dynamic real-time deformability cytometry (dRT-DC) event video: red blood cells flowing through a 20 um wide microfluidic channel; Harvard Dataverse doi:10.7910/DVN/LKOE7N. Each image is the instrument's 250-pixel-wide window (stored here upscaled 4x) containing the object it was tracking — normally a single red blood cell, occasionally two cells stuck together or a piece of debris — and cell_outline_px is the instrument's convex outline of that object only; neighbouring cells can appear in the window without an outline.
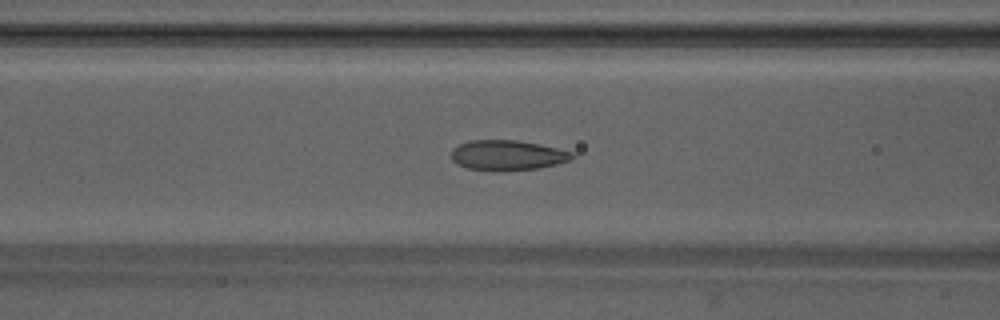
{"species": "Egyptian fruit bat (a non-hibernating species)", "species_latin": "Rousettus aegyptiacus", "temperature_condition": "warm", "stored_images_in_passage": 39, "camera_frame_rate_fps": 3000, "um_per_image_px": 0.085, "animal": {"sex": "male"}, "frame": {"image": 1, "passage_image": 13, "time_ms": 4.0, "image_size_px": [1000, 320], "cell_outline_px": [[576, 156], [572, 160], [556, 164], [536, 168], [468, 168], [452, 160], [452, 148], [468, 140], [516, 140], [556, 148], [572, 152]], "centroid_in_image_um": [43.16, 13.14], "position_along_channel_um": 123.4, "area_um2": 20.17}}
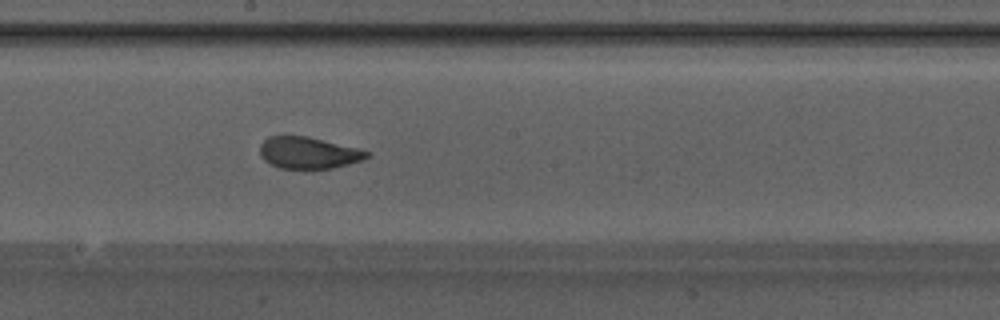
{"frame": {"image": 2, "passage_image": 20, "time_ms": 6.333, "image_size_px": [1000, 320], "cell_outline_px": [[368, 156], [360, 160], [348, 164], [332, 168], [312, 172], [280, 168], [264, 160], [260, 156], [260, 144], [268, 136], [308, 136], [356, 148], [368, 152]], "centroid_in_image_um": [26.16, 13.03], "position_along_channel_um": 222.0, "area_um2": 20.11}}
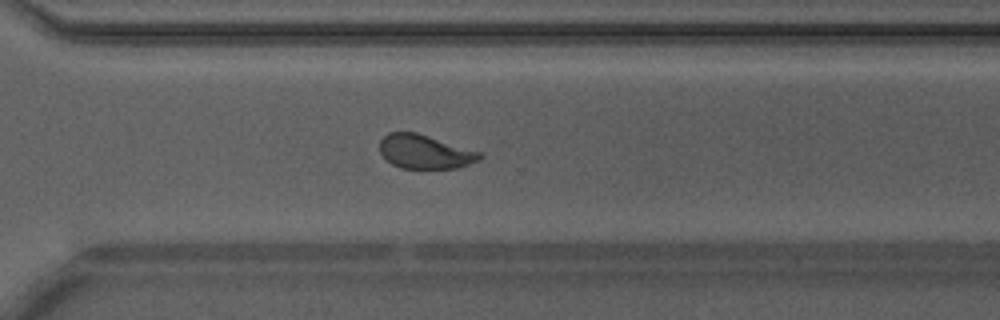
{"frame": {"image": 3, "passage_image": 28, "time_ms": 9.0, "image_size_px": [1000, 320], "cell_outline_px": [[484, 156], [480, 160], [456, 168], [400, 168], [392, 164], [380, 152], [380, 140], [388, 132], [416, 132], [484, 152]], "centroid_in_image_um": [36.17, 12.89], "position_along_channel_um": 334.4, "area_um2": 19.94}, "authors_computed_cell_mechanics": {"area_um2": 20.4612, "velocity_mm_per_s": 4.2312, "shape_relaxation_time_tau1_ms": 5.3653, "shape_relaxation_time_tau2_ms": 0.9428, "deformation_change_tau1": 0.1498, "deformation_change_tau2": 0.0709}}